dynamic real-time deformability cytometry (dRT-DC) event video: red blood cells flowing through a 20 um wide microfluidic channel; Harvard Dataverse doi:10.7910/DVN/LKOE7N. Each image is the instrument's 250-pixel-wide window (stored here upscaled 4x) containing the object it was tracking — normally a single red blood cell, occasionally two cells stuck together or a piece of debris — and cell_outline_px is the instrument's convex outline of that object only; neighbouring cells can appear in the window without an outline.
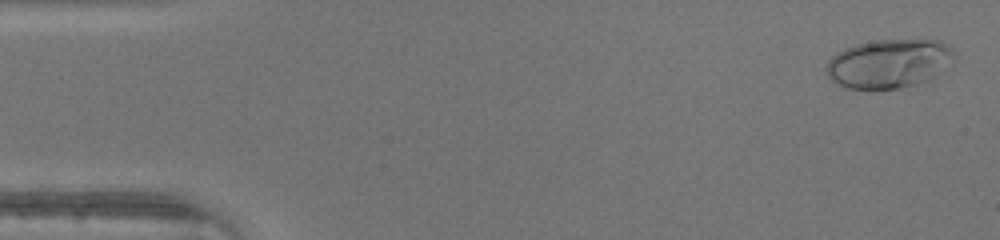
{"species": "human", "species_latin": "Homo sapiens", "temperature_condition": "warm", "stored_images_in_passage": 46, "camera_frame_rate_fps": 3000, "um_per_image_px": 0.085, "donor": {"sex": "male"}, "frame": {"image": 1, "passage_image": 2, "time_ms": 0.333, "image_size_px": [1000, 240], "cell_outline_px": [[956, 52], [928, 80], [916, 84], [900, 88], [844, 88], [836, 84], [828, 76], [824, 68], [828, 60], [836, 52], [844, 48], [856, 44], [876, 40], [940, 40]], "centroid_in_image_um": [75.44, 5.39], "position_along_channel_um": 9.6, "area_um2": 35.84}}
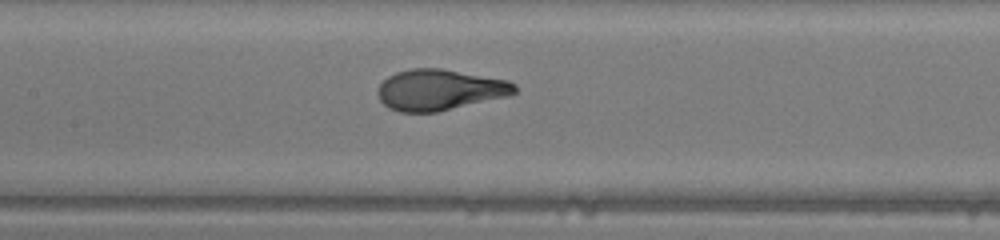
{"frame": {"image": 2, "passage_image": 22, "time_ms": 7.0, "image_size_px": [1000, 240], "cell_outline_px": [[516, 92], [508, 96], [436, 112], [400, 112], [388, 108], [380, 100], [376, 92], [380, 84], [388, 76], [396, 72], [412, 68], [440, 68], [508, 80], [516, 84]], "centroid_in_image_um": [37.35, 7.63], "position_along_channel_um": 170.0, "area_um2": 32.6}}
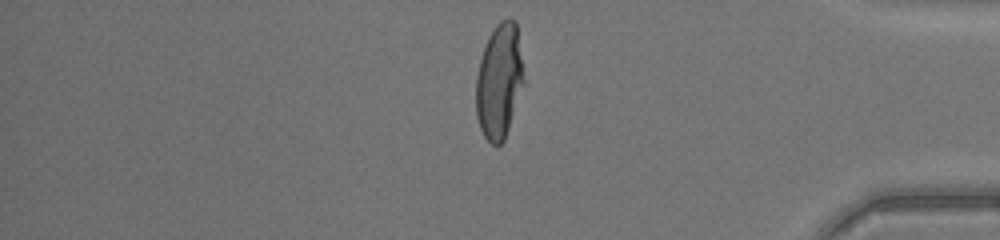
{"frame": {"image": 3, "passage_image": 39, "time_ms": 12.667, "image_size_px": [1000, 240], "cell_outline_px": [[524, 84], [504, 140], [500, 144], [492, 144], [484, 136], [480, 128], [476, 116], [476, 76], [480, 60], [488, 36], [496, 24], [500, 20], [508, 16], [516, 20], [524, 80]], "centroid_in_image_um": [42.43, 6.86], "position_along_channel_um": 392.8, "area_um2": 31.96}}